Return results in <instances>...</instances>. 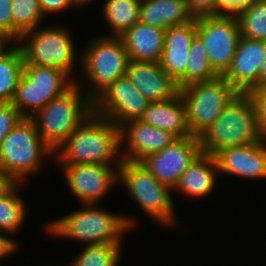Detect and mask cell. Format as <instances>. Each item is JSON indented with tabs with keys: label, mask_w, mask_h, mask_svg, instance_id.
Instances as JSON below:
<instances>
[{
	"label": "cell",
	"mask_w": 266,
	"mask_h": 266,
	"mask_svg": "<svg viewBox=\"0 0 266 266\" xmlns=\"http://www.w3.org/2000/svg\"><path fill=\"white\" fill-rule=\"evenodd\" d=\"M56 153L61 164L120 166L119 126L93 112L58 147Z\"/></svg>",
	"instance_id": "cell-1"
},
{
	"label": "cell",
	"mask_w": 266,
	"mask_h": 266,
	"mask_svg": "<svg viewBox=\"0 0 266 266\" xmlns=\"http://www.w3.org/2000/svg\"><path fill=\"white\" fill-rule=\"evenodd\" d=\"M257 108L250 93L238 92L214 124L200 137L202 153L214 156L221 149L261 141Z\"/></svg>",
	"instance_id": "cell-2"
},
{
	"label": "cell",
	"mask_w": 266,
	"mask_h": 266,
	"mask_svg": "<svg viewBox=\"0 0 266 266\" xmlns=\"http://www.w3.org/2000/svg\"><path fill=\"white\" fill-rule=\"evenodd\" d=\"M82 206L83 209L47 224V232L56 237H68L85 244L87 242V245H97L121 243L123 232L135 226L133 218L107 212L95 204Z\"/></svg>",
	"instance_id": "cell-3"
},
{
	"label": "cell",
	"mask_w": 266,
	"mask_h": 266,
	"mask_svg": "<svg viewBox=\"0 0 266 266\" xmlns=\"http://www.w3.org/2000/svg\"><path fill=\"white\" fill-rule=\"evenodd\" d=\"M77 81L31 117L40 137L54 152L94 112L93 100L87 94L81 95V85Z\"/></svg>",
	"instance_id": "cell-4"
},
{
	"label": "cell",
	"mask_w": 266,
	"mask_h": 266,
	"mask_svg": "<svg viewBox=\"0 0 266 266\" xmlns=\"http://www.w3.org/2000/svg\"><path fill=\"white\" fill-rule=\"evenodd\" d=\"M54 151L43 141L34 120L23 117L4 138L0 146V169L20 183L40 169L43 157Z\"/></svg>",
	"instance_id": "cell-5"
},
{
	"label": "cell",
	"mask_w": 266,
	"mask_h": 266,
	"mask_svg": "<svg viewBox=\"0 0 266 266\" xmlns=\"http://www.w3.org/2000/svg\"><path fill=\"white\" fill-rule=\"evenodd\" d=\"M119 181L151 218L162 225L175 224V205L169 193L172 189L159 182L143 164L121 160Z\"/></svg>",
	"instance_id": "cell-6"
},
{
	"label": "cell",
	"mask_w": 266,
	"mask_h": 266,
	"mask_svg": "<svg viewBox=\"0 0 266 266\" xmlns=\"http://www.w3.org/2000/svg\"><path fill=\"white\" fill-rule=\"evenodd\" d=\"M80 57L84 76L90 82L87 95L93 101L117 78L126 75L130 61L121 38L110 35L93 39Z\"/></svg>",
	"instance_id": "cell-7"
},
{
	"label": "cell",
	"mask_w": 266,
	"mask_h": 266,
	"mask_svg": "<svg viewBox=\"0 0 266 266\" xmlns=\"http://www.w3.org/2000/svg\"><path fill=\"white\" fill-rule=\"evenodd\" d=\"M237 93L223 76L180 89L192 136L199 138L206 132Z\"/></svg>",
	"instance_id": "cell-8"
},
{
	"label": "cell",
	"mask_w": 266,
	"mask_h": 266,
	"mask_svg": "<svg viewBox=\"0 0 266 266\" xmlns=\"http://www.w3.org/2000/svg\"><path fill=\"white\" fill-rule=\"evenodd\" d=\"M75 81L61 69L24 65L11 103L23 117H32L52 99L68 91Z\"/></svg>",
	"instance_id": "cell-9"
},
{
	"label": "cell",
	"mask_w": 266,
	"mask_h": 266,
	"mask_svg": "<svg viewBox=\"0 0 266 266\" xmlns=\"http://www.w3.org/2000/svg\"><path fill=\"white\" fill-rule=\"evenodd\" d=\"M28 41L18 46L22 50L24 65L53 67L72 76L75 62L74 40L67 29L44 28L24 33L18 42Z\"/></svg>",
	"instance_id": "cell-10"
},
{
	"label": "cell",
	"mask_w": 266,
	"mask_h": 266,
	"mask_svg": "<svg viewBox=\"0 0 266 266\" xmlns=\"http://www.w3.org/2000/svg\"><path fill=\"white\" fill-rule=\"evenodd\" d=\"M197 35L202 39L210 65L223 76L229 69L241 39L236 16L218 15L196 18Z\"/></svg>",
	"instance_id": "cell-11"
},
{
	"label": "cell",
	"mask_w": 266,
	"mask_h": 266,
	"mask_svg": "<svg viewBox=\"0 0 266 266\" xmlns=\"http://www.w3.org/2000/svg\"><path fill=\"white\" fill-rule=\"evenodd\" d=\"M93 103L97 115L120 127L125 122L139 120L149 101L125 75L111 83Z\"/></svg>",
	"instance_id": "cell-12"
},
{
	"label": "cell",
	"mask_w": 266,
	"mask_h": 266,
	"mask_svg": "<svg viewBox=\"0 0 266 266\" xmlns=\"http://www.w3.org/2000/svg\"><path fill=\"white\" fill-rule=\"evenodd\" d=\"M200 140L194 136L175 139L159 152L140 161L159 182L174 189L179 178L201 153Z\"/></svg>",
	"instance_id": "cell-13"
},
{
	"label": "cell",
	"mask_w": 266,
	"mask_h": 266,
	"mask_svg": "<svg viewBox=\"0 0 266 266\" xmlns=\"http://www.w3.org/2000/svg\"><path fill=\"white\" fill-rule=\"evenodd\" d=\"M68 186L82 204H97L119 179V166L62 164Z\"/></svg>",
	"instance_id": "cell-14"
},
{
	"label": "cell",
	"mask_w": 266,
	"mask_h": 266,
	"mask_svg": "<svg viewBox=\"0 0 266 266\" xmlns=\"http://www.w3.org/2000/svg\"><path fill=\"white\" fill-rule=\"evenodd\" d=\"M266 58V42L241 37L232 63L223 77L240 93L259 88V75Z\"/></svg>",
	"instance_id": "cell-15"
},
{
	"label": "cell",
	"mask_w": 266,
	"mask_h": 266,
	"mask_svg": "<svg viewBox=\"0 0 266 266\" xmlns=\"http://www.w3.org/2000/svg\"><path fill=\"white\" fill-rule=\"evenodd\" d=\"M120 149L123 143L128 149L121 160L140 162L147 155L159 152L175 139L171 133L139 120H131L119 127Z\"/></svg>",
	"instance_id": "cell-16"
},
{
	"label": "cell",
	"mask_w": 266,
	"mask_h": 266,
	"mask_svg": "<svg viewBox=\"0 0 266 266\" xmlns=\"http://www.w3.org/2000/svg\"><path fill=\"white\" fill-rule=\"evenodd\" d=\"M218 171L234 176L266 178V139L259 142L221 149L214 155Z\"/></svg>",
	"instance_id": "cell-17"
},
{
	"label": "cell",
	"mask_w": 266,
	"mask_h": 266,
	"mask_svg": "<svg viewBox=\"0 0 266 266\" xmlns=\"http://www.w3.org/2000/svg\"><path fill=\"white\" fill-rule=\"evenodd\" d=\"M197 35L196 18L192 21L169 27L165 30L164 49L159 64L177 83L185 87V71L193 38Z\"/></svg>",
	"instance_id": "cell-18"
},
{
	"label": "cell",
	"mask_w": 266,
	"mask_h": 266,
	"mask_svg": "<svg viewBox=\"0 0 266 266\" xmlns=\"http://www.w3.org/2000/svg\"><path fill=\"white\" fill-rule=\"evenodd\" d=\"M126 75L149 102L174 99L179 94L177 83L157 62H128Z\"/></svg>",
	"instance_id": "cell-19"
},
{
	"label": "cell",
	"mask_w": 266,
	"mask_h": 266,
	"mask_svg": "<svg viewBox=\"0 0 266 266\" xmlns=\"http://www.w3.org/2000/svg\"><path fill=\"white\" fill-rule=\"evenodd\" d=\"M120 38L129 60L159 63L164 49L165 29L137 22Z\"/></svg>",
	"instance_id": "cell-20"
},
{
	"label": "cell",
	"mask_w": 266,
	"mask_h": 266,
	"mask_svg": "<svg viewBox=\"0 0 266 266\" xmlns=\"http://www.w3.org/2000/svg\"><path fill=\"white\" fill-rule=\"evenodd\" d=\"M140 120L174 135L176 138L192 136L186 115V106L180 94L174 99L149 102Z\"/></svg>",
	"instance_id": "cell-21"
},
{
	"label": "cell",
	"mask_w": 266,
	"mask_h": 266,
	"mask_svg": "<svg viewBox=\"0 0 266 266\" xmlns=\"http://www.w3.org/2000/svg\"><path fill=\"white\" fill-rule=\"evenodd\" d=\"M217 171L214 156L201 152L181 175L174 190L196 198L206 196L214 189Z\"/></svg>",
	"instance_id": "cell-22"
},
{
	"label": "cell",
	"mask_w": 266,
	"mask_h": 266,
	"mask_svg": "<svg viewBox=\"0 0 266 266\" xmlns=\"http://www.w3.org/2000/svg\"><path fill=\"white\" fill-rule=\"evenodd\" d=\"M139 12V22L165 30L194 19L186 0H141Z\"/></svg>",
	"instance_id": "cell-23"
},
{
	"label": "cell",
	"mask_w": 266,
	"mask_h": 266,
	"mask_svg": "<svg viewBox=\"0 0 266 266\" xmlns=\"http://www.w3.org/2000/svg\"><path fill=\"white\" fill-rule=\"evenodd\" d=\"M0 53V102L11 103L24 70L21 48L13 43Z\"/></svg>",
	"instance_id": "cell-24"
},
{
	"label": "cell",
	"mask_w": 266,
	"mask_h": 266,
	"mask_svg": "<svg viewBox=\"0 0 266 266\" xmlns=\"http://www.w3.org/2000/svg\"><path fill=\"white\" fill-rule=\"evenodd\" d=\"M140 3L141 0H106L102 14L113 30L111 37L122 36L139 22Z\"/></svg>",
	"instance_id": "cell-25"
},
{
	"label": "cell",
	"mask_w": 266,
	"mask_h": 266,
	"mask_svg": "<svg viewBox=\"0 0 266 266\" xmlns=\"http://www.w3.org/2000/svg\"><path fill=\"white\" fill-rule=\"evenodd\" d=\"M219 75L210 65L202 39L196 35L191 43L185 71V87L197 82H207Z\"/></svg>",
	"instance_id": "cell-26"
},
{
	"label": "cell",
	"mask_w": 266,
	"mask_h": 266,
	"mask_svg": "<svg viewBox=\"0 0 266 266\" xmlns=\"http://www.w3.org/2000/svg\"><path fill=\"white\" fill-rule=\"evenodd\" d=\"M18 183H14L0 196V232L16 233L26 218L25 203L17 193Z\"/></svg>",
	"instance_id": "cell-27"
},
{
	"label": "cell",
	"mask_w": 266,
	"mask_h": 266,
	"mask_svg": "<svg viewBox=\"0 0 266 266\" xmlns=\"http://www.w3.org/2000/svg\"><path fill=\"white\" fill-rule=\"evenodd\" d=\"M44 18L39 0H12L13 42L31 30H35Z\"/></svg>",
	"instance_id": "cell-28"
},
{
	"label": "cell",
	"mask_w": 266,
	"mask_h": 266,
	"mask_svg": "<svg viewBox=\"0 0 266 266\" xmlns=\"http://www.w3.org/2000/svg\"><path fill=\"white\" fill-rule=\"evenodd\" d=\"M236 18L241 37L266 42V0H253Z\"/></svg>",
	"instance_id": "cell-29"
},
{
	"label": "cell",
	"mask_w": 266,
	"mask_h": 266,
	"mask_svg": "<svg viewBox=\"0 0 266 266\" xmlns=\"http://www.w3.org/2000/svg\"><path fill=\"white\" fill-rule=\"evenodd\" d=\"M121 243L87 245L70 266H118Z\"/></svg>",
	"instance_id": "cell-30"
},
{
	"label": "cell",
	"mask_w": 266,
	"mask_h": 266,
	"mask_svg": "<svg viewBox=\"0 0 266 266\" xmlns=\"http://www.w3.org/2000/svg\"><path fill=\"white\" fill-rule=\"evenodd\" d=\"M23 118L12 103L0 102V146L6 135Z\"/></svg>",
	"instance_id": "cell-31"
},
{
	"label": "cell",
	"mask_w": 266,
	"mask_h": 266,
	"mask_svg": "<svg viewBox=\"0 0 266 266\" xmlns=\"http://www.w3.org/2000/svg\"><path fill=\"white\" fill-rule=\"evenodd\" d=\"M257 108L258 128L263 139H266V86L250 92Z\"/></svg>",
	"instance_id": "cell-32"
},
{
	"label": "cell",
	"mask_w": 266,
	"mask_h": 266,
	"mask_svg": "<svg viewBox=\"0 0 266 266\" xmlns=\"http://www.w3.org/2000/svg\"><path fill=\"white\" fill-rule=\"evenodd\" d=\"M0 34L13 41L12 0H0Z\"/></svg>",
	"instance_id": "cell-33"
},
{
	"label": "cell",
	"mask_w": 266,
	"mask_h": 266,
	"mask_svg": "<svg viewBox=\"0 0 266 266\" xmlns=\"http://www.w3.org/2000/svg\"><path fill=\"white\" fill-rule=\"evenodd\" d=\"M186 3L193 18L217 16L216 0H186Z\"/></svg>",
	"instance_id": "cell-34"
},
{
	"label": "cell",
	"mask_w": 266,
	"mask_h": 266,
	"mask_svg": "<svg viewBox=\"0 0 266 266\" xmlns=\"http://www.w3.org/2000/svg\"><path fill=\"white\" fill-rule=\"evenodd\" d=\"M252 2L253 0H216L217 16H236L238 13L245 10Z\"/></svg>",
	"instance_id": "cell-35"
},
{
	"label": "cell",
	"mask_w": 266,
	"mask_h": 266,
	"mask_svg": "<svg viewBox=\"0 0 266 266\" xmlns=\"http://www.w3.org/2000/svg\"><path fill=\"white\" fill-rule=\"evenodd\" d=\"M39 4L44 16L64 11L70 6L74 7L72 0H39Z\"/></svg>",
	"instance_id": "cell-36"
},
{
	"label": "cell",
	"mask_w": 266,
	"mask_h": 266,
	"mask_svg": "<svg viewBox=\"0 0 266 266\" xmlns=\"http://www.w3.org/2000/svg\"><path fill=\"white\" fill-rule=\"evenodd\" d=\"M17 245L18 244L15 242V240L5 237L2 235V232H0V259L13 254V252H15V250L18 248Z\"/></svg>",
	"instance_id": "cell-37"
},
{
	"label": "cell",
	"mask_w": 266,
	"mask_h": 266,
	"mask_svg": "<svg viewBox=\"0 0 266 266\" xmlns=\"http://www.w3.org/2000/svg\"><path fill=\"white\" fill-rule=\"evenodd\" d=\"M14 182L0 169V196L6 192Z\"/></svg>",
	"instance_id": "cell-38"
},
{
	"label": "cell",
	"mask_w": 266,
	"mask_h": 266,
	"mask_svg": "<svg viewBox=\"0 0 266 266\" xmlns=\"http://www.w3.org/2000/svg\"><path fill=\"white\" fill-rule=\"evenodd\" d=\"M266 86V58L262 63V67L259 75V88Z\"/></svg>",
	"instance_id": "cell-39"
},
{
	"label": "cell",
	"mask_w": 266,
	"mask_h": 266,
	"mask_svg": "<svg viewBox=\"0 0 266 266\" xmlns=\"http://www.w3.org/2000/svg\"><path fill=\"white\" fill-rule=\"evenodd\" d=\"M9 43H11L9 40H7L2 34H0V53L4 50V49H6V47H8L9 45H7V44H9Z\"/></svg>",
	"instance_id": "cell-40"
},
{
	"label": "cell",
	"mask_w": 266,
	"mask_h": 266,
	"mask_svg": "<svg viewBox=\"0 0 266 266\" xmlns=\"http://www.w3.org/2000/svg\"><path fill=\"white\" fill-rule=\"evenodd\" d=\"M90 1H93V0H72L74 7L75 6L79 7V5L81 6L86 3L88 4Z\"/></svg>",
	"instance_id": "cell-41"
}]
</instances>
